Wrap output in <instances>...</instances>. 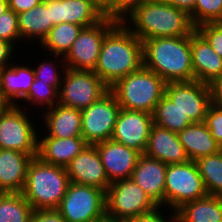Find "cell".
Wrapping results in <instances>:
<instances>
[{
	"instance_id": "7402d4cb",
	"label": "cell",
	"mask_w": 222,
	"mask_h": 222,
	"mask_svg": "<svg viewBox=\"0 0 222 222\" xmlns=\"http://www.w3.org/2000/svg\"><path fill=\"white\" fill-rule=\"evenodd\" d=\"M42 122L46 135L41 137L71 138L82 137L81 110L56 104L45 110ZM48 131V132H47Z\"/></svg>"
},
{
	"instance_id": "f6af8a7d",
	"label": "cell",
	"mask_w": 222,
	"mask_h": 222,
	"mask_svg": "<svg viewBox=\"0 0 222 222\" xmlns=\"http://www.w3.org/2000/svg\"><path fill=\"white\" fill-rule=\"evenodd\" d=\"M212 103L222 108V77L210 85Z\"/></svg>"
},
{
	"instance_id": "f35d334b",
	"label": "cell",
	"mask_w": 222,
	"mask_h": 222,
	"mask_svg": "<svg viewBox=\"0 0 222 222\" xmlns=\"http://www.w3.org/2000/svg\"><path fill=\"white\" fill-rule=\"evenodd\" d=\"M151 0H116V22H123L137 8Z\"/></svg>"
},
{
	"instance_id": "9c48e42d",
	"label": "cell",
	"mask_w": 222,
	"mask_h": 222,
	"mask_svg": "<svg viewBox=\"0 0 222 222\" xmlns=\"http://www.w3.org/2000/svg\"><path fill=\"white\" fill-rule=\"evenodd\" d=\"M58 91V103L67 107L84 109L98 101L109 87L90 70L67 68Z\"/></svg>"
},
{
	"instance_id": "cb8c5ba5",
	"label": "cell",
	"mask_w": 222,
	"mask_h": 222,
	"mask_svg": "<svg viewBox=\"0 0 222 222\" xmlns=\"http://www.w3.org/2000/svg\"><path fill=\"white\" fill-rule=\"evenodd\" d=\"M177 134L189 160L197 161L222 149L204 121L192 123Z\"/></svg>"
},
{
	"instance_id": "ba28073f",
	"label": "cell",
	"mask_w": 222,
	"mask_h": 222,
	"mask_svg": "<svg viewBox=\"0 0 222 222\" xmlns=\"http://www.w3.org/2000/svg\"><path fill=\"white\" fill-rule=\"evenodd\" d=\"M67 222H94L106 217L105 191L70 182L57 208Z\"/></svg>"
},
{
	"instance_id": "ffe728a7",
	"label": "cell",
	"mask_w": 222,
	"mask_h": 222,
	"mask_svg": "<svg viewBox=\"0 0 222 222\" xmlns=\"http://www.w3.org/2000/svg\"><path fill=\"white\" fill-rule=\"evenodd\" d=\"M144 154L166 165L189 161L178 134L153 124Z\"/></svg>"
},
{
	"instance_id": "5b68a950",
	"label": "cell",
	"mask_w": 222,
	"mask_h": 222,
	"mask_svg": "<svg viewBox=\"0 0 222 222\" xmlns=\"http://www.w3.org/2000/svg\"><path fill=\"white\" fill-rule=\"evenodd\" d=\"M166 82L144 65L119 79L109 90L121 108L152 114L156 104L165 94Z\"/></svg>"
},
{
	"instance_id": "2e32d148",
	"label": "cell",
	"mask_w": 222,
	"mask_h": 222,
	"mask_svg": "<svg viewBox=\"0 0 222 222\" xmlns=\"http://www.w3.org/2000/svg\"><path fill=\"white\" fill-rule=\"evenodd\" d=\"M94 145L99 152L110 184L131 178L137 160L141 155L137 150L115 142L112 139Z\"/></svg>"
},
{
	"instance_id": "8992f818",
	"label": "cell",
	"mask_w": 222,
	"mask_h": 222,
	"mask_svg": "<svg viewBox=\"0 0 222 222\" xmlns=\"http://www.w3.org/2000/svg\"><path fill=\"white\" fill-rule=\"evenodd\" d=\"M105 199L106 216L113 222H127L158 207L131 178L111 183Z\"/></svg>"
},
{
	"instance_id": "6da1fadb",
	"label": "cell",
	"mask_w": 222,
	"mask_h": 222,
	"mask_svg": "<svg viewBox=\"0 0 222 222\" xmlns=\"http://www.w3.org/2000/svg\"><path fill=\"white\" fill-rule=\"evenodd\" d=\"M143 66V42L118 22L102 42L94 73L110 88Z\"/></svg>"
},
{
	"instance_id": "5bb4252c",
	"label": "cell",
	"mask_w": 222,
	"mask_h": 222,
	"mask_svg": "<svg viewBox=\"0 0 222 222\" xmlns=\"http://www.w3.org/2000/svg\"><path fill=\"white\" fill-rule=\"evenodd\" d=\"M152 126V114L121 108L111 139L143 154Z\"/></svg>"
},
{
	"instance_id": "f1b7e54d",
	"label": "cell",
	"mask_w": 222,
	"mask_h": 222,
	"mask_svg": "<svg viewBox=\"0 0 222 222\" xmlns=\"http://www.w3.org/2000/svg\"><path fill=\"white\" fill-rule=\"evenodd\" d=\"M152 120L153 124L176 133L193 123L189 119V116L184 115L176 104L165 94L156 104L152 113Z\"/></svg>"
},
{
	"instance_id": "7dc6e473",
	"label": "cell",
	"mask_w": 222,
	"mask_h": 222,
	"mask_svg": "<svg viewBox=\"0 0 222 222\" xmlns=\"http://www.w3.org/2000/svg\"><path fill=\"white\" fill-rule=\"evenodd\" d=\"M8 8L7 0H0V15H2Z\"/></svg>"
},
{
	"instance_id": "60d3db41",
	"label": "cell",
	"mask_w": 222,
	"mask_h": 222,
	"mask_svg": "<svg viewBox=\"0 0 222 222\" xmlns=\"http://www.w3.org/2000/svg\"><path fill=\"white\" fill-rule=\"evenodd\" d=\"M106 17L116 21V0H90Z\"/></svg>"
},
{
	"instance_id": "8fae6325",
	"label": "cell",
	"mask_w": 222,
	"mask_h": 222,
	"mask_svg": "<svg viewBox=\"0 0 222 222\" xmlns=\"http://www.w3.org/2000/svg\"><path fill=\"white\" fill-rule=\"evenodd\" d=\"M121 110L115 95L109 90L98 101L81 110L82 137L94 145L110 140Z\"/></svg>"
},
{
	"instance_id": "d6986e66",
	"label": "cell",
	"mask_w": 222,
	"mask_h": 222,
	"mask_svg": "<svg viewBox=\"0 0 222 222\" xmlns=\"http://www.w3.org/2000/svg\"><path fill=\"white\" fill-rule=\"evenodd\" d=\"M194 80L211 85L222 77V57L195 30L190 35Z\"/></svg>"
},
{
	"instance_id": "836d02e7",
	"label": "cell",
	"mask_w": 222,
	"mask_h": 222,
	"mask_svg": "<svg viewBox=\"0 0 222 222\" xmlns=\"http://www.w3.org/2000/svg\"><path fill=\"white\" fill-rule=\"evenodd\" d=\"M59 63L60 62L57 61V64H58L57 65L54 59L50 62L49 61L41 62V64L37 65L38 66L37 68L33 67V70L35 73V79L40 80V82L47 83L59 91L61 83H62V79H63V77H61L63 76V74L61 73L62 72L64 73L65 70L67 69L64 61H63V65H61L60 67H58ZM59 68L60 69L62 68V71L57 70Z\"/></svg>"
},
{
	"instance_id": "30bf717a",
	"label": "cell",
	"mask_w": 222,
	"mask_h": 222,
	"mask_svg": "<svg viewBox=\"0 0 222 222\" xmlns=\"http://www.w3.org/2000/svg\"><path fill=\"white\" fill-rule=\"evenodd\" d=\"M22 108L12 105L0 116V148L37 155L39 134L35 130L33 118L29 119Z\"/></svg>"
},
{
	"instance_id": "7c38bea8",
	"label": "cell",
	"mask_w": 222,
	"mask_h": 222,
	"mask_svg": "<svg viewBox=\"0 0 222 222\" xmlns=\"http://www.w3.org/2000/svg\"><path fill=\"white\" fill-rule=\"evenodd\" d=\"M117 23L105 16L100 22L83 27L71 49L64 56L66 67L94 71L105 35Z\"/></svg>"
},
{
	"instance_id": "ac0fdd59",
	"label": "cell",
	"mask_w": 222,
	"mask_h": 222,
	"mask_svg": "<svg viewBox=\"0 0 222 222\" xmlns=\"http://www.w3.org/2000/svg\"><path fill=\"white\" fill-rule=\"evenodd\" d=\"M167 166L162 161L143 153L139 156L131 175V179L160 207L164 206Z\"/></svg>"
},
{
	"instance_id": "3957f363",
	"label": "cell",
	"mask_w": 222,
	"mask_h": 222,
	"mask_svg": "<svg viewBox=\"0 0 222 222\" xmlns=\"http://www.w3.org/2000/svg\"><path fill=\"white\" fill-rule=\"evenodd\" d=\"M122 23L142 42L158 37H184L195 31L185 12L159 0L144 3Z\"/></svg>"
},
{
	"instance_id": "f546056e",
	"label": "cell",
	"mask_w": 222,
	"mask_h": 222,
	"mask_svg": "<svg viewBox=\"0 0 222 222\" xmlns=\"http://www.w3.org/2000/svg\"><path fill=\"white\" fill-rule=\"evenodd\" d=\"M32 212L22 193L0 192V222H30Z\"/></svg>"
},
{
	"instance_id": "4dcf8cb0",
	"label": "cell",
	"mask_w": 222,
	"mask_h": 222,
	"mask_svg": "<svg viewBox=\"0 0 222 222\" xmlns=\"http://www.w3.org/2000/svg\"><path fill=\"white\" fill-rule=\"evenodd\" d=\"M195 162L208 195L222 196V149Z\"/></svg>"
},
{
	"instance_id": "bcb514c9",
	"label": "cell",
	"mask_w": 222,
	"mask_h": 222,
	"mask_svg": "<svg viewBox=\"0 0 222 222\" xmlns=\"http://www.w3.org/2000/svg\"><path fill=\"white\" fill-rule=\"evenodd\" d=\"M12 104L0 93V116L4 114Z\"/></svg>"
},
{
	"instance_id": "4fadbf2b",
	"label": "cell",
	"mask_w": 222,
	"mask_h": 222,
	"mask_svg": "<svg viewBox=\"0 0 222 222\" xmlns=\"http://www.w3.org/2000/svg\"><path fill=\"white\" fill-rule=\"evenodd\" d=\"M165 95L193 123L203 122L212 104L210 85L196 80L166 83Z\"/></svg>"
},
{
	"instance_id": "d4e9b609",
	"label": "cell",
	"mask_w": 222,
	"mask_h": 222,
	"mask_svg": "<svg viewBox=\"0 0 222 222\" xmlns=\"http://www.w3.org/2000/svg\"><path fill=\"white\" fill-rule=\"evenodd\" d=\"M30 65L12 63L0 70V93L12 104L24 99L32 86L35 73Z\"/></svg>"
},
{
	"instance_id": "7bdbcfd3",
	"label": "cell",
	"mask_w": 222,
	"mask_h": 222,
	"mask_svg": "<svg viewBox=\"0 0 222 222\" xmlns=\"http://www.w3.org/2000/svg\"><path fill=\"white\" fill-rule=\"evenodd\" d=\"M8 8L13 10L15 13L19 14L34 8L43 0H7Z\"/></svg>"
},
{
	"instance_id": "ab89813d",
	"label": "cell",
	"mask_w": 222,
	"mask_h": 222,
	"mask_svg": "<svg viewBox=\"0 0 222 222\" xmlns=\"http://www.w3.org/2000/svg\"><path fill=\"white\" fill-rule=\"evenodd\" d=\"M30 222H67L57 209L33 210Z\"/></svg>"
},
{
	"instance_id": "8d00e7d4",
	"label": "cell",
	"mask_w": 222,
	"mask_h": 222,
	"mask_svg": "<svg viewBox=\"0 0 222 222\" xmlns=\"http://www.w3.org/2000/svg\"><path fill=\"white\" fill-rule=\"evenodd\" d=\"M204 122L211 131L212 137L222 148V108L212 103L208 108Z\"/></svg>"
},
{
	"instance_id": "b9f144b4",
	"label": "cell",
	"mask_w": 222,
	"mask_h": 222,
	"mask_svg": "<svg viewBox=\"0 0 222 222\" xmlns=\"http://www.w3.org/2000/svg\"><path fill=\"white\" fill-rule=\"evenodd\" d=\"M15 49L16 48L11 43L0 40V70L12 64V60L10 59L14 58L12 54L16 52L13 51Z\"/></svg>"
},
{
	"instance_id": "1f68e13d",
	"label": "cell",
	"mask_w": 222,
	"mask_h": 222,
	"mask_svg": "<svg viewBox=\"0 0 222 222\" xmlns=\"http://www.w3.org/2000/svg\"><path fill=\"white\" fill-rule=\"evenodd\" d=\"M23 100L25 103L29 102V105L31 103L33 108L38 105L40 108L49 109L58 104V90L47 83L34 79L29 92L24 96Z\"/></svg>"
},
{
	"instance_id": "9a60e30c",
	"label": "cell",
	"mask_w": 222,
	"mask_h": 222,
	"mask_svg": "<svg viewBox=\"0 0 222 222\" xmlns=\"http://www.w3.org/2000/svg\"><path fill=\"white\" fill-rule=\"evenodd\" d=\"M69 180L79 185L99 188L106 192L110 182L95 145L85 148L66 166Z\"/></svg>"
},
{
	"instance_id": "52a82bcc",
	"label": "cell",
	"mask_w": 222,
	"mask_h": 222,
	"mask_svg": "<svg viewBox=\"0 0 222 222\" xmlns=\"http://www.w3.org/2000/svg\"><path fill=\"white\" fill-rule=\"evenodd\" d=\"M208 195L198 166L189 160L181 164H169L165 176L164 205L168 210H177L189 201Z\"/></svg>"
},
{
	"instance_id": "e0dca14e",
	"label": "cell",
	"mask_w": 222,
	"mask_h": 222,
	"mask_svg": "<svg viewBox=\"0 0 222 222\" xmlns=\"http://www.w3.org/2000/svg\"><path fill=\"white\" fill-rule=\"evenodd\" d=\"M49 15L53 26L69 22L89 27L105 17L90 0H49Z\"/></svg>"
},
{
	"instance_id": "44dd1931",
	"label": "cell",
	"mask_w": 222,
	"mask_h": 222,
	"mask_svg": "<svg viewBox=\"0 0 222 222\" xmlns=\"http://www.w3.org/2000/svg\"><path fill=\"white\" fill-rule=\"evenodd\" d=\"M35 156L0 148V192L22 193L29 162Z\"/></svg>"
},
{
	"instance_id": "74e56055",
	"label": "cell",
	"mask_w": 222,
	"mask_h": 222,
	"mask_svg": "<svg viewBox=\"0 0 222 222\" xmlns=\"http://www.w3.org/2000/svg\"><path fill=\"white\" fill-rule=\"evenodd\" d=\"M162 207L158 206L156 209H154L151 212H148L146 214H142L138 217L132 218L127 222H179L178 221V215L175 210H172L170 217L169 216H164L165 214H161L160 209Z\"/></svg>"
},
{
	"instance_id": "484cf974",
	"label": "cell",
	"mask_w": 222,
	"mask_h": 222,
	"mask_svg": "<svg viewBox=\"0 0 222 222\" xmlns=\"http://www.w3.org/2000/svg\"><path fill=\"white\" fill-rule=\"evenodd\" d=\"M17 15L21 41L28 43L30 40L31 43L36 39L41 44L53 27L49 15V0H43L34 8Z\"/></svg>"
},
{
	"instance_id": "7a4b0ae2",
	"label": "cell",
	"mask_w": 222,
	"mask_h": 222,
	"mask_svg": "<svg viewBox=\"0 0 222 222\" xmlns=\"http://www.w3.org/2000/svg\"><path fill=\"white\" fill-rule=\"evenodd\" d=\"M143 65L166 83L194 80L190 35L144 40Z\"/></svg>"
},
{
	"instance_id": "277c9868",
	"label": "cell",
	"mask_w": 222,
	"mask_h": 222,
	"mask_svg": "<svg viewBox=\"0 0 222 222\" xmlns=\"http://www.w3.org/2000/svg\"><path fill=\"white\" fill-rule=\"evenodd\" d=\"M69 183L66 167L46 163L35 156L29 162L22 195L33 210L57 209Z\"/></svg>"
},
{
	"instance_id": "83f0119b",
	"label": "cell",
	"mask_w": 222,
	"mask_h": 222,
	"mask_svg": "<svg viewBox=\"0 0 222 222\" xmlns=\"http://www.w3.org/2000/svg\"><path fill=\"white\" fill-rule=\"evenodd\" d=\"M83 26L69 22H62L52 27L46 38L42 41L41 48L50 52L58 61H64V56L71 49ZM60 57V58H59ZM62 58V59H61ZM61 59V60H60Z\"/></svg>"
},
{
	"instance_id": "e575fe53",
	"label": "cell",
	"mask_w": 222,
	"mask_h": 222,
	"mask_svg": "<svg viewBox=\"0 0 222 222\" xmlns=\"http://www.w3.org/2000/svg\"><path fill=\"white\" fill-rule=\"evenodd\" d=\"M21 36L18 28V15L11 9H7L0 15V40L11 43L14 47L20 42Z\"/></svg>"
},
{
	"instance_id": "603a6c76",
	"label": "cell",
	"mask_w": 222,
	"mask_h": 222,
	"mask_svg": "<svg viewBox=\"0 0 222 222\" xmlns=\"http://www.w3.org/2000/svg\"><path fill=\"white\" fill-rule=\"evenodd\" d=\"M38 153L42 161L66 167L87 145L83 137H39Z\"/></svg>"
},
{
	"instance_id": "ee69618b",
	"label": "cell",
	"mask_w": 222,
	"mask_h": 222,
	"mask_svg": "<svg viewBox=\"0 0 222 222\" xmlns=\"http://www.w3.org/2000/svg\"><path fill=\"white\" fill-rule=\"evenodd\" d=\"M173 6L190 16L194 12L196 0H159Z\"/></svg>"
},
{
	"instance_id": "c3c4849f",
	"label": "cell",
	"mask_w": 222,
	"mask_h": 222,
	"mask_svg": "<svg viewBox=\"0 0 222 222\" xmlns=\"http://www.w3.org/2000/svg\"><path fill=\"white\" fill-rule=\"evenodd\" d=\"M94 222H113L112 220H110L107 216L100 219V220H97V221H94Z\"/></svg>"
},
{
	"instance_id": "4316f807",
	"label": "cell",
	"mask_w": 222,
	"mask_h": 222,
	"mask_svg": "<svg viewBox=\"0 0 222 222\" xmlns=\"http://www.w3.org/2000/svg\"><path fill=\"white\" fill-rule=\"evenodd\" d=\"M179 222H222V196L207 195L176 210Z\"/></svg>"
},
{
	"instance_id": "d6a6232c",
	"label": "cell",
	"mask_w": 222,
	"mask_h": 222,
	"mask_svg": "<svg viewBox=\"0 0 222 222\" xmlns=\"http://www.w3.org/2000/svg\"><path fill=\"white\" fill-rule=\"evenodd\" d=\"M189 17L195 28L204 23L222 22V0H196Z\"/></svg>"
},
{
	"instance_id": "d590c367",
	"label": "cell",
	"mask_w": 222,
	"mask_h": 222,
	"mask_svg": "<svg viewBox=\"0 0 222 222\" xmlns=\"http://www.w3.org/2000/svg\"><path fill=\"white\" fill-rule=\"evenodd\" d=\"M195 30L222 57V22H209L199 25Z\"/></svg>"
}]
</instances>
